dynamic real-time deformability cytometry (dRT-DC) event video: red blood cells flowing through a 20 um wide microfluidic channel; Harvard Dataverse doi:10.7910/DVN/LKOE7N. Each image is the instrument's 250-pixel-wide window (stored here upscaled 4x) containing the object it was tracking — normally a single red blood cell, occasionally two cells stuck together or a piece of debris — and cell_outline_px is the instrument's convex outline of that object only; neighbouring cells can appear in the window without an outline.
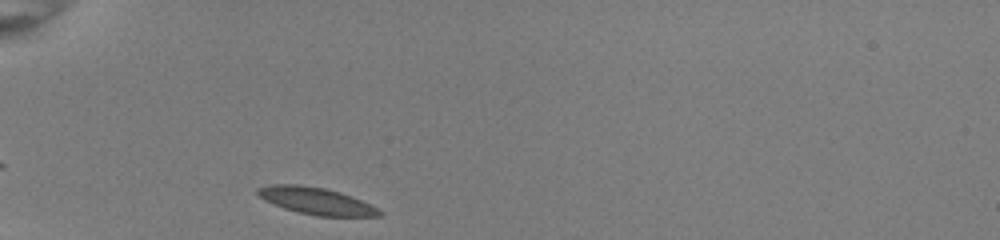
{"species": "common noctule bat (a hibernating species)", "species_latin": "Nyctalus noctula", "temperature_condition": "room temperature", "stored_images_in_passage": 27, "camera_frame_rate_fps": 3000, "um_per_image_px": 0.085, "animal": {"sex": "female", "body_mass_g": 22.0, "forearm_length_mm": 56.7}, "frame": {"image": 1, "passage_image": 1, "time_ms": 0.0, "image_size_px": [1000, 240], "cell_outline_px": [[380, 216], [316, 216], [284, 208], [260, 196], [256, 192], [260, 188], [320, 188], [336, 192], [360, 200], [376, 208], [380, 212]], "centroid_in_image_um": [27.03, 17.18], "position_along_channel_um": 58.0, "area_um2": 16.94}}
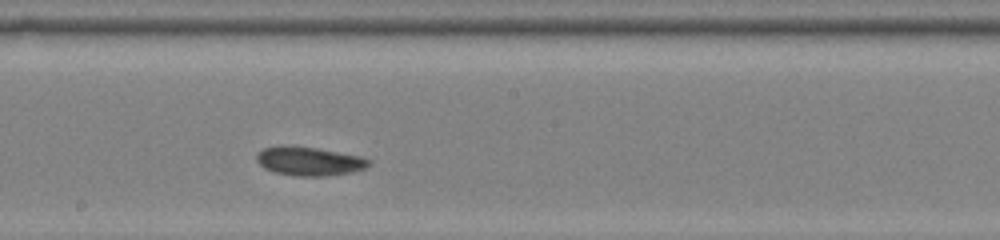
{"frame": {"image": 2, "passage_image": 15, "time_ms": 4.667, "image_size_px": [1000, 240], "cell_outline_px": [[368, 164], [364, 168], [348, 172], [328, 176], [296, 176], [276, 172], [260, 164], [256, 160], [256, 156], [264, 148], [316, 148], [360, 156], [368, 160]], "centroid_in_image_um": [26.31, 13.74], "position_along_channel_um": 221.9, "area_um2": 17.69}}
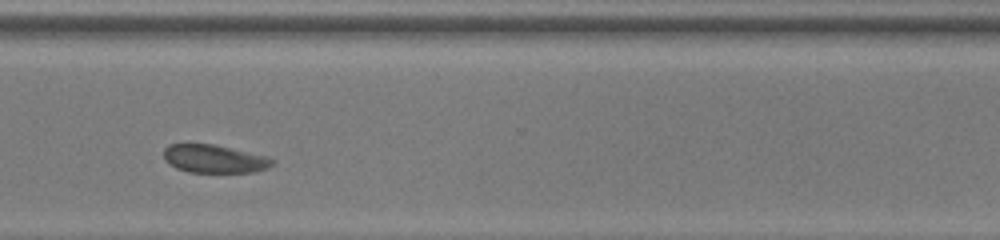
{"frame": {"image": 3, "passage_image": 25, "time_ms": 8.0, "image_size_px": [1000, 240], "cell_outline_px": [[272, 164], [264, 168], [252, 172], [188, 172], [176, 168], [164, 160], [164, 148], [168, 144], [212, 144], [260, 156], [272, 160]], "centroid_in_image_um": [18.06, 13.51], "position_along_channel_um": 352.5, "area_um2": 17.11}, "authors_computed_cell_mechanics": {"area_um2": 17.8602, "velocity_mm_per_s": 3.8971, "shape_relaxation_time_tau1_ms": 2.0991, "shape_relaxation_time_tau2_ms": 2.3905, "deformation_change_tau1": 0.0735, "deformation_change_tau2": 0.0589}}